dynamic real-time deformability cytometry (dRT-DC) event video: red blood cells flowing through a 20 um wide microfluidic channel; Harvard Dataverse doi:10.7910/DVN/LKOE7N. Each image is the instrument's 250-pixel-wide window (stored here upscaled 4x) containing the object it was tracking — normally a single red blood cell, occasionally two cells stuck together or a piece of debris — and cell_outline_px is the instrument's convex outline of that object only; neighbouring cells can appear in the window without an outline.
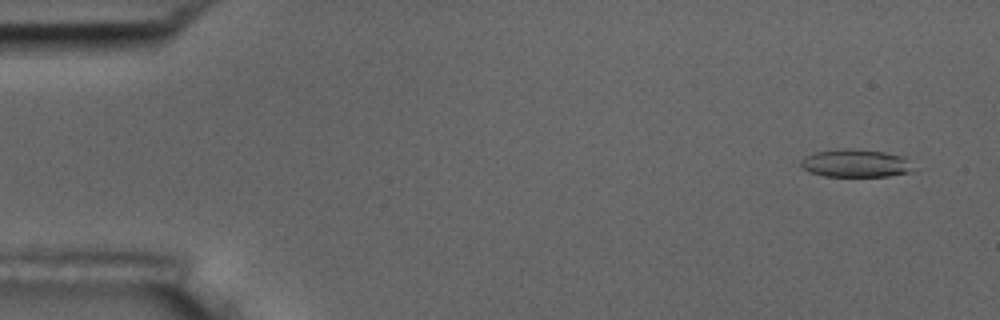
{"species": "common noctule bat (a hibernating species)", "species_latin": "Nyctalus noctula", "temperature_condition": "room temperature", "stored_images_in_passage": 55, "camera_frame_rate_fps": 3000, "um_per_image_px": 0.085, "animal": {"sex": "male", "body_mass_g": 17.5, "forearm_length_mm": 52.3}, "frame": {"image": 1, "passage_image": 3, "time_ms": 0.667, "image_size_px": [1000, 320], "cell_outline_px": [[916, 172], [888, 176], [824, 176], [812, 172], [804, 168], [800, 164], [800, 160], [804, 156], [816, 152], [836, 148], [852, 148], [884, 152], [900, 156], [916, 168]], "centroid_in_image_um": [72.74, 13.87], "position_along_channel_um": 12.3, "area_um2": 18.38}}
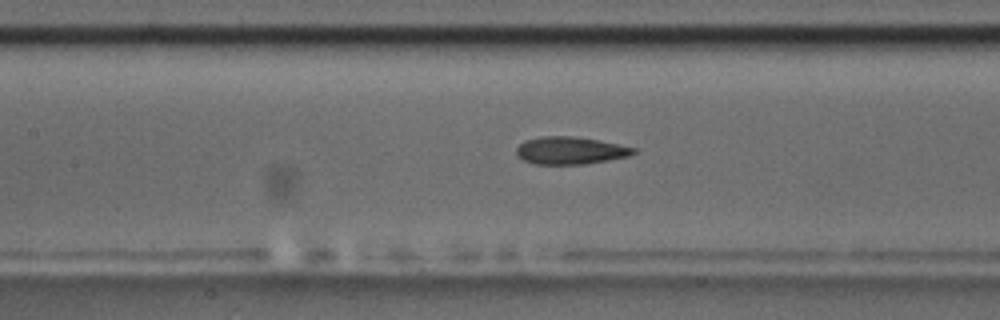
{"frame": {"image": 2, "passage_image": 25, "time_ms": 8.0, "image_size_px": [1000, 320], "cell_outline_px": [[636, 152], [628, 156], [608, 160], [584, 164], [536, 164], [524, 160], [516, 156], [516, 148], [524, 140], [540, 136], [576, 136], [636, 148]], "centroid_in_image_um": [48.43, 12.79], "position_along_channel_um": 159.0, "area_um2": 18.67}}
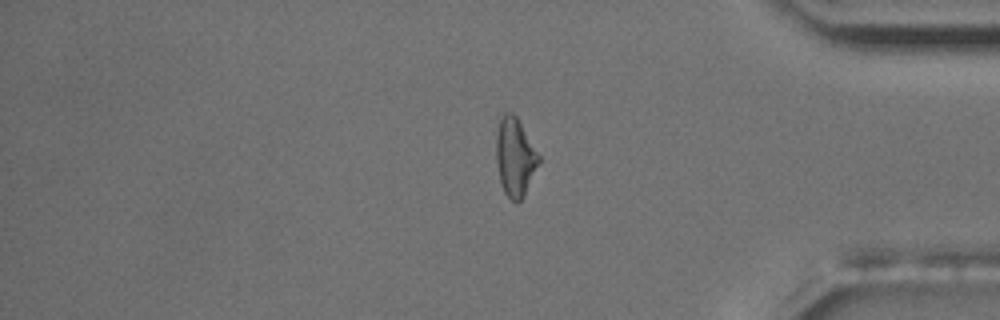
{"frame": {"image": 3, "passage_image": 46, "time_ms": 15.0, "image_size_px": [1000, 320], "cell_outline_px": [[540, 160], [524, 196], [516, 204], [504, 192], [500, 180], [496, 160], [496, 136], [500, 120], [504, 112], [512, 112], [516, 116], [540, 156]], "centroid_in_image_um": [43.77, 13.35], "position_along_channel_um": 391.4, "area_um2": 19.19}, "authors_computed_cell_mechanics": {"area_um2": 19.0162, "velocity_mm_per_s": 3.6465, "shape_relaxation_time_tau1_ms": null, "shape_relaxation_time_tau2_ms": 2.1988, "deformation_change_tau1": null, "deformation_change_tau2": 0.1121}}